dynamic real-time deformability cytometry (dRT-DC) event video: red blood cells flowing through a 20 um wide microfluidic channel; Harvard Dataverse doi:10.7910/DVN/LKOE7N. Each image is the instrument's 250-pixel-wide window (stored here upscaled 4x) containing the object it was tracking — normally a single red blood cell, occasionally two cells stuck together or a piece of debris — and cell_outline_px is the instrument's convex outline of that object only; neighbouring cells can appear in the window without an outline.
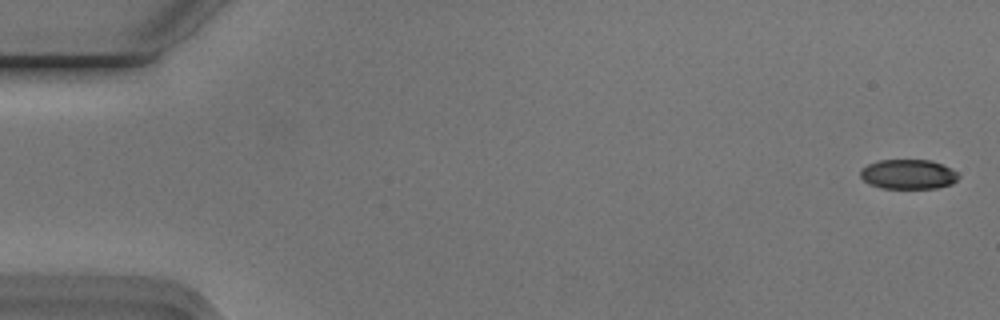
{"species": "Egyptian fruit bat (a non-hibernating species)", "species_latin": "Rousettus aegyptiacus", "temperature_condition": "cold", "stored_images_in_passage": 6, "camera_frame_rate_fps": 3000, "um_per_image_px": 0.085, "animal": {"sex": "male"}, "frame": {"image": 1, "passage_image": 1, "time_ms": 0.0, "image_size_px": [1000, 320], "cell_outline_px": [[960, 176], [952, 184], [936, 188], [880, 188], [868, 184], [860, 176], [860, 168], [876, 160], [932, 160], [952, 168]], "centroid_in_image_um": [77.18, 14.81], "position_along_channel_um": 7.8, "area_um2": 17.17}}
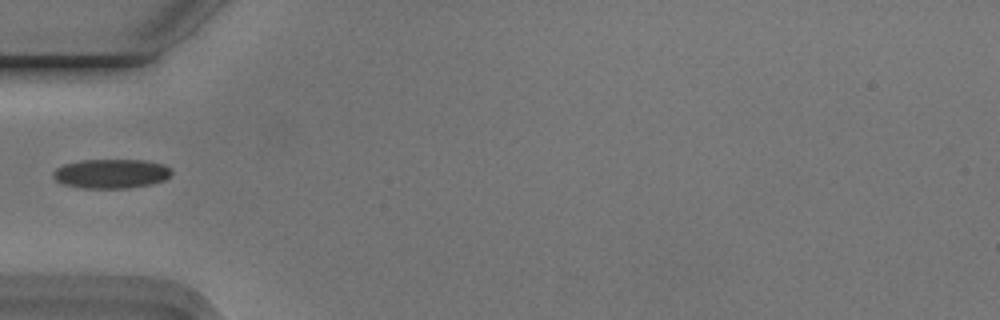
{"frame": {"image": 2, "passage_image": 5, "time_ms": 1.333, "image_size_px": [1000, 320], "cell_outline_px": [[172, 172], [164, 180], [152, 184], [128, 188], [80, 188], [64, 184], [56, 180], [52, 176], [52, 172], [56, 168], [64, 164], [80, 160], [144, 160], [164, 164], [172, 168]], "centroid_in_image_um": [9.45, 14.76], "position_along_channel_um": 75.6, "area_um2": 20.35}}
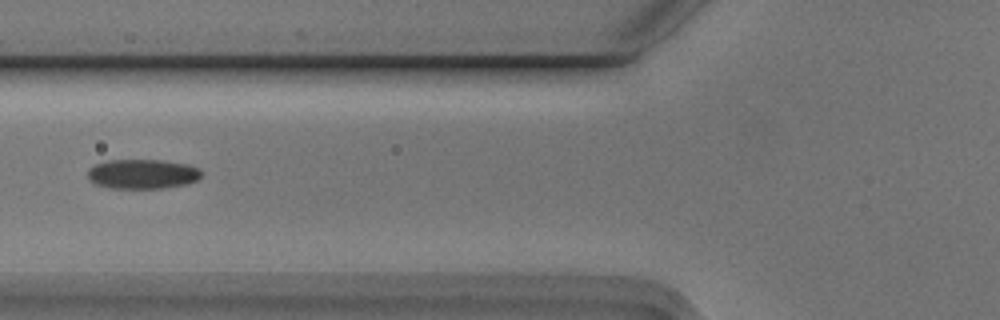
{"frame": {"image": 3, "passage_image": 6, "time_ms": 1.667, "image_size_px": [1000, 320], "cell_outline_px": [[200, 176], [196, 180], [188, 184], [164, 188], [108, 188], [96, 184], [88, 176], [88, 168], [96, 164], [108, 160], [160, 160], [188, 164], [200, 168]], "centroid_in_image_um": [12.12, 14.79], "position_along_channel_um": 113.7, "area_um2": 19.59}}